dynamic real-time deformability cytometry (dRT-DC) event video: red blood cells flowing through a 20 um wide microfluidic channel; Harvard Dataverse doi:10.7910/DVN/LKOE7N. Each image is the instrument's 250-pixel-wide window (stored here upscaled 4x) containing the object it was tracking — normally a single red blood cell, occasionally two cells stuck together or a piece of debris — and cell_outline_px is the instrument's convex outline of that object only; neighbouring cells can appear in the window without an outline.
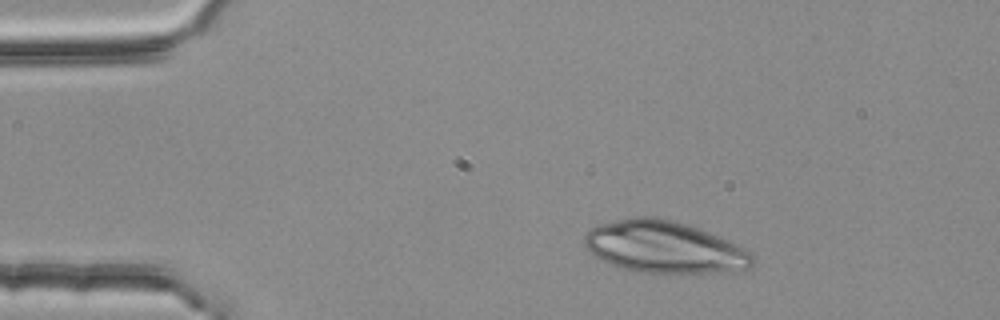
{"species": "common noctule bat (a hibernating species)", "species_latin": "Nyctalus noctula", "temperature_condition": "room temperature", "stored_images_in_passage": 4, "camera_frame_rate_fps": 3000, "um_per_image_px": 0.085, "animal": {"sex": "female", "body_mass_g": 25.1}, "frame": {"image": 1, "passage_image": 4, "time_ms": 1.0, "image_size_px": [1000, 320], "cell_outline_px": [[756, 260], [748, 268], [732, 272], [632, 272], [608, 264], [584, 248], [584, 236], [592, 228], [600, 224], [636, 216], [652, 216], [672, 220], [708, 232], [728, 240], [752, 252]], "centroid_in_image_um": [56.46, 21.01], "position_along_channel_um": 28.5, "area_um2": 50.75}}